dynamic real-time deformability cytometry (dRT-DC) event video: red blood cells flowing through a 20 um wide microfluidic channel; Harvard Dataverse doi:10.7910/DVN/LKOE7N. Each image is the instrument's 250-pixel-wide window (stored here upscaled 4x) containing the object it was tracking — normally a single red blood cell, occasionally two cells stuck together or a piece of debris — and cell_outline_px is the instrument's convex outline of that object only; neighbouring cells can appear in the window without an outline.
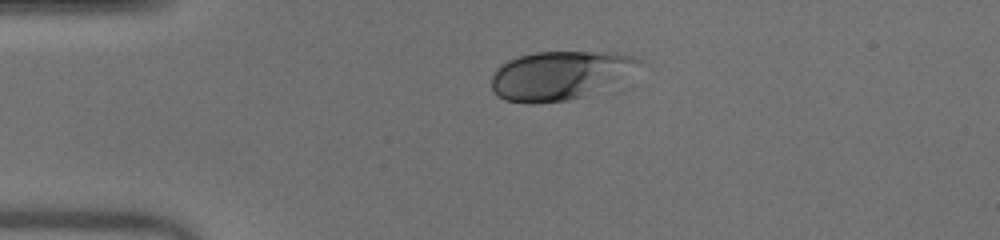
{"species": "human", "species_latin": "Homo sapiens", "temperature_condition": "warm", "stored_images_in_passage": 31, "camera_frame_rate_fps": 3000, "um_per_image_px": 0.085, "donor": {"sex": "male"}, "frame": {"image": 1, "passage_image": 1, "time_ms": 0.0, "image_size_px": [1000, 240], "cell_outline_px": [[644, 60], [584, 96], [568, 100], [536, 104], [524, 104], [504, 100], [496, 96], [492, 92], [492, 76], [496, 68], [500, 64], [508, 60], [520, 56], [536, 52], [616, 52], [632, 56]], "centroid_in_image_um": [47.36, 6.41], "position_along_channel_um": 37.6, "area_um2": 40.69}}
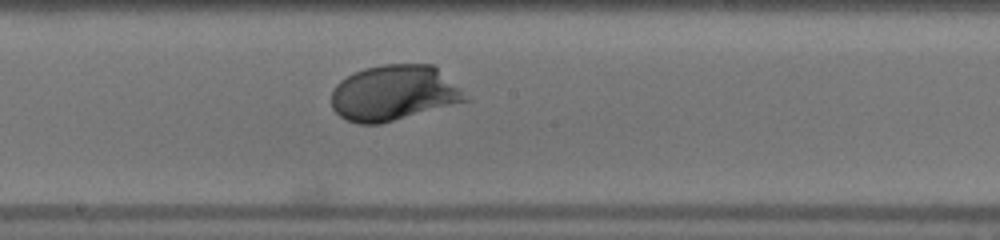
{"frame": {"image": 2, "passage_image": 17, "time_ms": 5.333, "image_size_px": [1000, 240], "cell_outline_px": [[472, 100], [380, 124], [360, 124], [348, 120], [340, 116], [332, 108], [332, 88], [340, 80], [364, 68], [384, 64], [432, 64], [460, 88]], "centroid_in_image_um": [33.49, 7.91], "position_along_channel_um": 214.7, "area_um2": 43.29}}
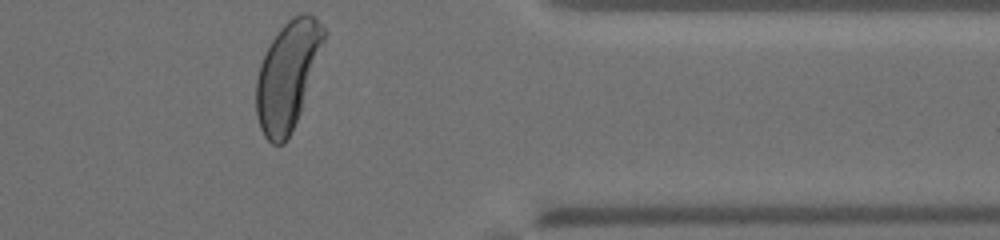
{"frame": {"image": 3, "passage_image": 31, "time_ms": 10.0, "image_size_px": [1000, 240], "cell_outline_px": [[328, 32], [300, 112], [284, 144], [272, 144], [264, 136], [260, 128], [256, 116], [256, 80], [260, 64], [268, 44], [280, 28], [292, 16], [304, 12], [308, 12], [316, 16]], "centroid_in_image_um": [24.45, 6.35], "position_along_channel_um": 387.0, "area_um2": 42.6}, "authors_computed_cell_mechanics": {"area_um2": 41.9628, "velocity_mm_per_s": 4.009, "shape_relaxation_time_tau1_ms": 1.8417, "shape_relaxation_time_tau2_ms": null, "deformation_change_tau1": 0.1657, "deformation_change_tau2": null}}